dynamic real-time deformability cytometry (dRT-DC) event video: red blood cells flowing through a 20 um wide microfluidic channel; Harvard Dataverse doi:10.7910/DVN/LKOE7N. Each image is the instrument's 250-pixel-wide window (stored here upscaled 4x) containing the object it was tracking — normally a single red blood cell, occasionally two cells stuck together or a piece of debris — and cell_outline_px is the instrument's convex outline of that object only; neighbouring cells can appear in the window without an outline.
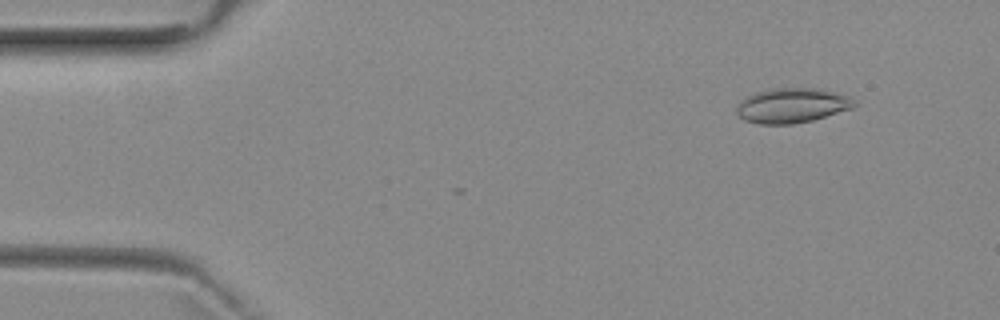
{"species": "common noctule bat (a hibernating species)", "species_latin": "Nyctalus noctula", "temperature_condition": "room temperature", "stored_images_in_passage": 5, "camera_frame_rate_fps": 3000, "um_per_image_px": 0.085, "animal": {"sex": "female", "body_mass_g": 29.2, "forearm_length_mm": 56.3}, "frame": {"image": 1, "passage_image": 2, "time_ms": 1.0, "image_size_px": [1000, 320], "cell_outline_px": [[856, 104], [852, 108], [812, 120], [792, 124], [760, 124], [744, 120], [736, 112], [736, 108], [740, 100], [756, 92], [768, 88], [820, 88], [852, 96], [856, 100]], "centroid_in_image_um": [67.34, 8.95], "position_along_channel_um": 17.7, "area_um2": 24.04}}
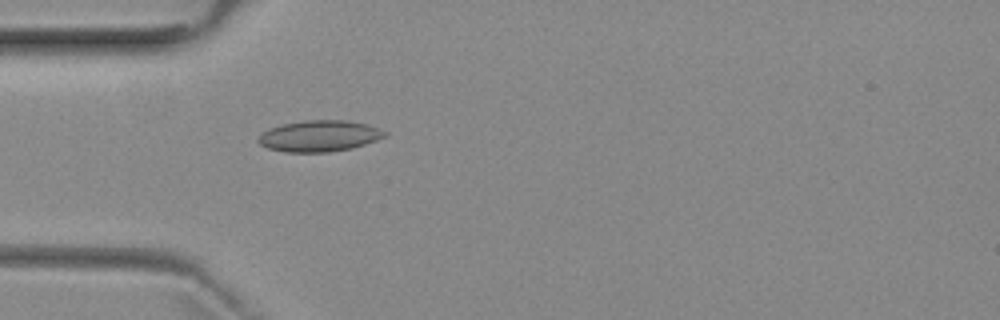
{"frame": {"image": 2, "passage_image": 5, "time_ms": 4.333, "image_size_px": [1000, 320], "cell_outline_px": [[388, 132], [384, 136], [376, 140], [352, 148], [328, 152], [284, 152], [268, 148], [260, 144], [256, 140], [268, 128], [280, 124], [304, 120], [348, 120], [364, 124]], "centroid_in_image_um": [27.09, 11.55], "position_along_channel_um": 57.9, "area_um2": 22.89}}